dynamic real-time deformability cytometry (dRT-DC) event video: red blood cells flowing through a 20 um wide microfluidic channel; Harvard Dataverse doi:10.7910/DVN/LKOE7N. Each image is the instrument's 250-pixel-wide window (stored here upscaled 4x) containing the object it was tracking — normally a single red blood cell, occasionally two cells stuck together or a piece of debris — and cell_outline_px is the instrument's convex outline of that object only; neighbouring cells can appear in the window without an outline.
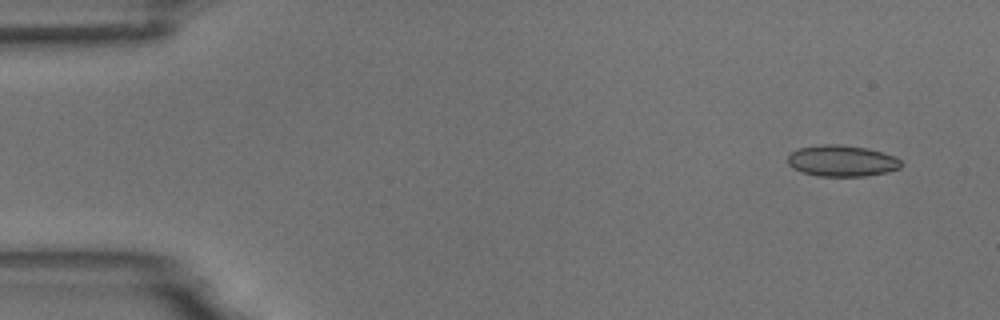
{"species": "common noctule bat (a hibernating species)", "species_latin": "Nyctalus noctula", "temperature_condition": "room temperature", "stored_images_in_passage": 5, "camera_frame_rate_fps": 3000, "um_per_image_px": 0.085, "animal": {"sex": "male", "body_mass_g": 18.8}, "frame": {"image": 1, "passage_image": 1, "time_ms": 0.0, "image_size_px": [1000, 320], "cell_outline_px": [[904, 164], [900, 168], [888, 172], [864, 176], [816, 176], [792, 168], [788, 164], [788, 156], [792, 152], [800, 148], [820, 144], [840, 144], [864, 148], [884, 152], [896, 156]], "centroid_in_image_um": [71.59, 13.67], "position_along_channel_um": 13.4, "area_um2": 20.75}}
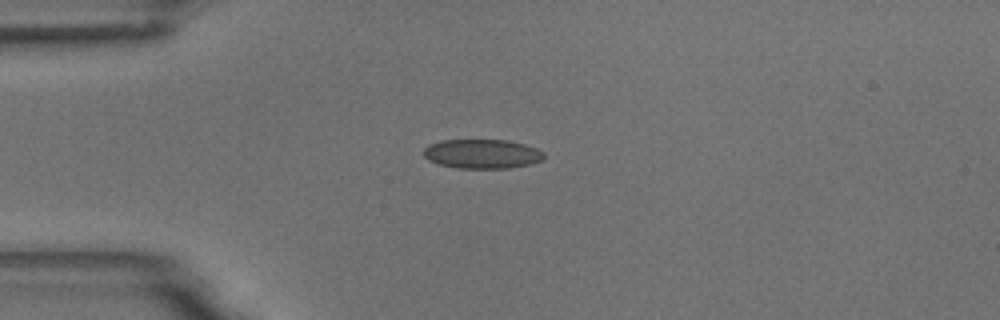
{"frame": {"image": 2, "passage_image": 4, "time_ms": 3.333, "image_size_px": [1000, 320], "cell_outline_px": [[544, 160], [528, 164], [508, 168], [456, 168], [440, 164], [428, 160], [424, 156], [424, 148], [428, 144], [440, 140], [508, 140], [524, 144], [536, 148], [544, 152]], "centroid_in_image_um": [40.97, 13.07], "position_along_channel_um": 44.0, "area_um2": 20.58}}
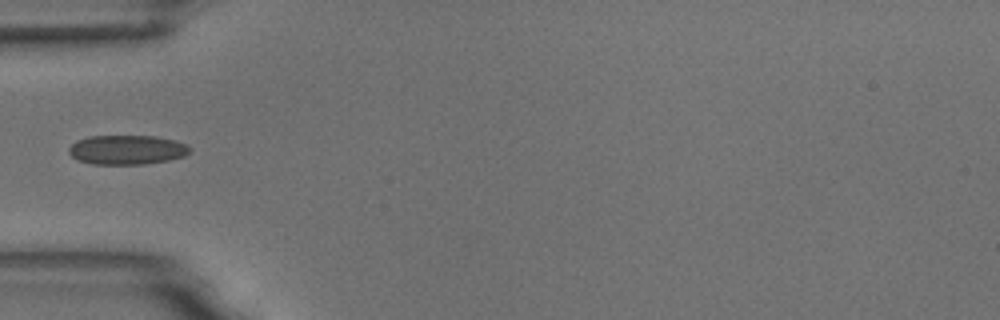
{"frame": {"image": 3, "passage_image": 5, "time_ms": 4.667, "image_size_px": [1000, 320], "cell_outline_px": [[192, 148], [184, 156], [168, 160], [144, 164], [92, 164], [76, 160], [68, 152], [68, 148], [76, 140], [88, 136], [156, 136], [176, 140], [188, 144]], "centroid_in_image_um": [10.78, 12.72], "position_along_channel_um": 74.2, "area_um2": 20.92}}